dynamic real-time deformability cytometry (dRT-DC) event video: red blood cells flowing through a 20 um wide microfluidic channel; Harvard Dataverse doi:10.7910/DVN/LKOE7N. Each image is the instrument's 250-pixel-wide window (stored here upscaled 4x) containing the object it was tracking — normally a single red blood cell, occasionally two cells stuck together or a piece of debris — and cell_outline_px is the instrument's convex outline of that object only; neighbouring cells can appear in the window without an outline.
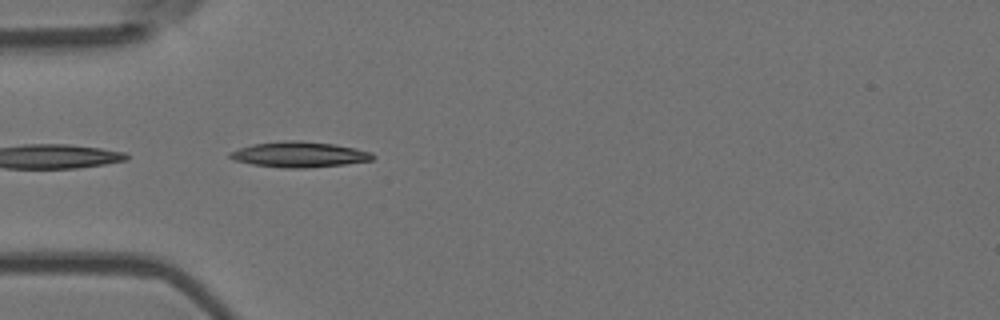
{"species": "Egyptian fruit bat (a non-hibernating species)", "species_latin": "Rousettus aegyptiacus", "temperature_condition": "room temperature", "stored_images_in_passage": 7, "camera_frame_rate_fps": 3000, "um_per_image_px": 0.085, "animal": {"sex": "female"}, "frame": {"image": 1, "passage_image": 2, "time_ms": 0.333, "image_size_px": [1000, 320], "cell_outline_px": [[376, 156], [372, 160], [344, 164], [308, 168], [284, 168], [252, 164], [236, 160], [228, 156], [228, 152], [252, 144], [284, 140], [300, 140], [332, 144], [356, 148], [372, 152]], "centroid_in_image_um": [25.45, 13.12], "position_along_channel_um": 59.6, "area_um2": 21.27}}